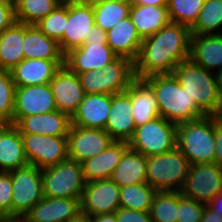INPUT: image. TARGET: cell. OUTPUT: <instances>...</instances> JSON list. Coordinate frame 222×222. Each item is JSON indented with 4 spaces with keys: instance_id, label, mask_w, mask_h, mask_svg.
<instances>
[{
    "instance_id": "cell-24",
    "label": "cell",
    "mask_w": 222,
    "mask_h": 222,
    "mask_svg": "<svg viewBox=\"0 0 222 222\" xmlns=\"http://www.w3.org/2000/svg\"><path fill=\"white\" fill-rule=\"evenodd\" d=\"M128 148V142L114 141L105 151L81 163L85 181L110 179Z\"/></svg>"
},
{
    "instance_id": "cell-11",
    "label": "cell",
    "mask_w": 222,
    "mask_h": 222,
    "mask_svg": "<svg viewBox=\"0 0 222 222\" xmlns=\"http://www.w3.org/2000/svg\"><path fill=\"white\" fill-rule=\"evenodd\" d=\"M21 135L29 165L44 169L68 159L67 136Z\"/></svg>"
},
{
    "instance_id": "cell-12",
    "label": "cell",
    "mask_w": 222,
    "mask_h": 222,
    "mask_svg": "<svg viewBox=\"0 0 222 222\" xmlns=\"http://www.w3.org/2000/svg\"><path fill=\"white\" fill-rule=\"evenodd\" d=\"M112 142L105 130L71 125L67 136L68 159L83 163L105 151Z\"/></svg>"
},
{
    "instance_id": "cell-33",
    "label": "cell",
    "mask_w": 222,
    "mask_h": 222,
    "mask_svg": "<svg viewBox=\"0 0 222 222\" xmlns=\"http://www.w3.org/2000/svg\"><path fill=\"white\" fill-rule=\"evenodd\" d=\"M156 190L147 182L120 187V207L150 211Z\"/></svg>"
},
{
    "instance_id": "cell-46",
    "label": "cell",
    "mask_w": 222,
    "mask_h": 222,
    "mask_svg": "<svg viewBox=\"0 0 222 222\" xmlns=\"http://www.w3.org/2000/svg\"><path fill=\"white\" fill-rule=\"evenodd\" d=\"M201 222H222V216L218 215L208 205H206L202 214Z\"/></svg>"
},
{
    "instance_id": "cell-21",
    "label": "cell",
    "mask_w": 222,
    "mask_h": 222,
    "mask_svg": "<svg viewBox=\"0 0 222 222\" xmlns=\"http://www.w3.org/2000/svg\"><path fill=\"white\" fill-rule=\"evenodd\" d=\"M135 128L129 95L125 91L111 95V108L105 131L114 141L129 142Z\"/></svg>"
},
{
    "instance_id": "cell-28",
    "label": "cell",
    "mask_w": 222,
    "mask_h": 222,
    "mask_svg": "<svg viewBox=\"0 0 222 222\" xmlns=\"http://www.w3.org/2000/svg\"><path fill=\"white\" fill-rule=\"evenodd\" d=\"M24 59L65 60L59 42L47 37L36 25L23 23Z\"/></svg>"
},
{
    "instance_id": "cell-47",
    "label": "cell",
    "mask_w": 222,
    "mask_h": 222,
    "mask_svg": "<svg viewBox=\"0 0 222 222\" xmlns=\"http://www.w3.org/2000/svg\"><path fill=\"white\" fill-rule=\"evenodd\" d=\"M208 206L218 215L222 216V191L208 203Z\"/></svg>"
},
{
    "instance_id": "cell-51",
    "label": "cell",
    "mask_w": 222,
    "mask_h": 222,
    "mask_svg": "<svg viewBox=\"0 0 222 222\" xmlns=\"http://www.w3.org/2000/svg\"><path fill=\"white\" fill-rule=\"evenodd\" d=\"M68 222H92L91 216L80 212L76 217L71 218Z\"/></svg>"
},
{
    "instance_id": "cell-45",
    "label": "cell",
    "mask_w": 222,
    "mask_h": 222,
    "mask_svg": "<svg viewBox=\"0 0 222 222\" xmlns=\"http://www.w3.org/2000/svg\"><path fill=\"white\" fill-rule=\"evenodd\" d=\"M91 43H107L106 32L97 25L90 30V34H87L84 42V44Z\"/></svg>"
},
{
    "instance_id": "cell-49",
    "label": "cell",
    "mask_w": 222,
    "mask_h": 222,
    "mask_svg": "<svg viewBox=\"0 0 222 222\" xmlns=\"http://www.w3.org/2000/svg\"><path fill=\"white\" fill-rule=\"evenodd\" d=\"M131 4L136 5H153V6H167L168 0H130Z\"/></svg>"
},
{
    "instance_id": "cell-27",
    "label": "cell",
    "mask_w": 222,
    "mask_h": 222,
    "mask_svg": "<svg viewBox=\"0 0 222 222\" xmlns=\"http://www.w3.org/2000/svg\"><path fill=\"white\" fill-rule=\"evenodd\" d=\"M106 39L117 56L127 57L133 62L138 57L143 41L130 17L118 21L107 31Z\"/></svg>"
},
{
    "instance_id": "cell-2",
    "label": "cell",
    "mask_w": 222,
    "mask_h": 222,
    "mask_svg": "<svg viewBox=\"0 0 222 222\" xmlns=\"http://www.w3.org/2000/svg\"><path fill=\"white\" fill-rule=\"evenodd\" d=\"M154 91L159 116L180 124L203 117L174 74L152 75L143 79Z\"/></svg>"
},
{
    "instance_id": "cell-8",
    "label": "cell",
    "mask_w": 222,
    "mask_h": 222,
    "mask_svg": "<svg viewBox=\"0 0 222 222\" xmlns=\"http://www.w3.org/2000/svg\"><path fill=\"white\" fill-rule=\"evenodd\" d=\"M12 181V220L20 221L43 198L41 169L27 165L9 171Z\"/></svg>"
},
{
    "instance_id": "cell-40",
    "label": "cell",
    "mask_w": 222,
    "mask_h": 222,
    "mask_svg": "<svg viewBox=\"0 0 222 222\" xmlns=\"http://www.w3.org/2000/svg\"><path fill=\"white\" fill-rule=\"evenodd\" d=\"M205 204L186 198L179 192L177 222H201Z\"/></svg>"
},
{
    "instance_id": "cell-34",
    "label": "cell",
    "mask_w": 222,
    "mask_h": 222,
    "mask_svg": "<svg viewBox=\"0 0 222 222\" xmlns=\"http://www.w3.org/2000/svg\"><path fill=\"white\" fill-rule=\"evenodd\" d=\"M222 27V0H206L198 19L190 28L191 35L219 34Z\"/></svg>"
},
{
    "instance_id": "cell-26",
    "label": "cell",
    "mask_w": 222,
    "mask_h": 222,
    "mask_svg": "<svg viewBox=\"0 0 222 222\" xmlns=\"http://www.w3.org/2000/svg\"><path fill=\"white\" fill-rule=\"evenodd\" d=\"M222 32L210 35H191L189 59L206 70L222 68ZM216 68V69H215Z\"/></svg>"
},
{
    "instance_id": "cell-3",
    "label": "cell",
    "mask_w": 222,
    "mask_h": 222,
    "mask_svg": "<svg viewBox=\"0 0 222 222\" xmlns=\"http://www.w3.org/2000/svg\"><path fill=\"white\" fill-rule=\"evenodd\" d=\"M214 72L196 65L190 59L180 63L173 74L185 88L197 110L203 116H218L222 113V99L215 83Z\"/></svg>"
},
{
    "instance_id": "cell-36",
    "label": "cell",
    "mask_w": 222,
    "mask_h": 222,
    "mask_svg": "<svg viewBox=\"0 0 222 222\" xmlns=\"http://www.w3.org/2000/svg\"><path fill=\"white\" fill-rule=\"evenodd\" d=\"M179 192L157 191L150 208L152 222H177Z\"/></svg>"
},
{
    "instance_id": "cell-52",
    "label": "cell",
    "mask_w": 222,
    "mask_h": 222,
    "mask_svg": "<svg viewBox=\"0 0 222 222\" xmlns=\"http://www.w3.org/2000/svg\"><path fill=\"white\" fill-rule=\"evenodd\" d=\"M79 1H81L84 4L89 5L91 7H95L97 5H100V4H103L106 2H110V1H114V0H79Z\"/></svg>"
},
{
    "instance_id": "cell-20",
    "label": "cell",
    "mask_w": 222,
    "mask_h": 222,
    "mask_svg": "<svg viewBox=\"0 0 222 222\" xmlns=\"http://www.w3.org/2000/svg\"><path fill=\"white\" fill-rule=\"evenodd\" d=\"M65 60L23 59L11 71L15 87L49 84Z\"/></svg>"
},
{
    "instance_id": "cell-39",
    "label": "cell",
    "mask_w": 222,
    "mask_h": 222,
    "mask_svg": "<svg viewBox=\"0 0 222 222\" xmlns=\"http://www.w3.org/2000/svg\"><path fill=\"white\" fill-rule=\"evenodd\" d=\"M15 91L10 71L0 69V124L13 123Z\"/></svg>"
},
{
    "instance_id": "cell-17",
    "label": "cell",
    "mask_w": 222,
    "mask_h": 222,
    "mask_svg": "<svg viewBox=\"0 0 222 222\" xmlns=\"http://www.w3.org/2000/svg\"><path fill=\"white\" fill-rule=\"evenodd\" d=\"M117 55L107 43L83 44L65 54V65L75 74L102 70Z\"/></svg>"
},
{
    "instance_id": "cell-50",
    "label": "cell",
    "mask_w": 222,
    "mask_h": 222,
    "mask_svg": "<svg viewBox=\"0 0 222 222\" xmlns=\"http://www.w3.org/2000/svg\"><path fill=\"white\" fill-rule=\"evenodd\" d=\"M215 72H216L214 73L215 83L217 86L218 93L222 99V68Z\"/></svg>"
},
{
    "instance_id": "cell-1",
    "label": "cell",
    "mask_w": 222,
    "mask_h": 222,
    "mask_svg": "<svg viewBox=\"0 0 222 222\" xmlns=\"http://www.w3.org/2000/svg\"><path fill=\"white\" fill-rule=\"evenodd\" d=\"M190 28L169 22L155 34L142 41L134 63L137 79L159 74H173L175 68L190 56Z\"/></svg>"
},
{
    "instance_id": "cell-23",
    "label": "cell",
    "mask_w": 222,
    "mask_h": 222,
    "mask_svg": "<svg viewBox=\"0 0 222 222\" xmlns=\"http://www.w3.org/2000/svg\"><path fill=\"white\" fill-rule=\"evenodd\" d=\"M29 165L18 128L12 123L0 124V171L9 172Z\"/></svg>"
},
{
    "instance_id": "cell-15",
    "label": "cell",
    "mask_w": 222,
    "mask_h": 222,
    "mask_svg": "<svg viewBox=\"0 0 222 222\" xmlns=\"http://www.w3.org/2000/svg\"><path fill=\"white\" fill-rule=\"evenodd\" d=\"M49 85L57 110L72 117L85 97L79 76L64 64Z\"/></svg>"
},
{
    "instance_id": "cell-16",
    "label": "cell",
    "mask_w": 222,
    "mask_h": 222,
    "mask_svg": "<svg viewBox=\"0 0 222 222\" xmlns=\"http://www.w3.org/2000/svg\"><path fill=\"white\" fill-rule=\"evenodd\" d=\"M57 110L49 84L16 87L13 118Z\"/></svg>"
},
{
    "instance_id": "cell-13",
    "label": "cell",
    "mask_w": 222,
    "mask_h": 222,
    "mask_svg": "<svg viewBox=\"0 0 222 222\" xmlns=\"http://www.w3.org/2000/svg\"><path fill=\"white\" fill-rule=\"evenodd\" d=\"M95 26L93 7L79 0H67V22L59 41L64 54L84 44L87 34Z\"/></svg>"
},
{
    "instance_id": "cell-7",
    "label": "cell",
    "mask_w": 222,
    "mask_h": 222,
    "mask_svg": "<svg viewBox=\"0 0 222 222\" xmlns=\"http://www.w3.org/2000/svg\"><path fill=\"white\" fill-rule=\"evenodd\" d=\"M44 197L81 200L86 185L82 164L67 159L41 169Z\"/></svg>"
},
{
    "instance_id": "cell-53",
    "label": "cell",
    "mask_w": 222,
    "mask_h": 222,
    "mask_svg": "<svg viewBox=\"0 0 222 222\" xmlns=\"http://www.w3.org/2000/svg\"><path fill=\"white\" fill-rule=\"evenodd\" d=\"M0 222H15L13 220H0Z\"/></svg>"
},
{
    "instance_id": "cell-9",
    "label": "cell",
    "mask_w": 222,
    "mask_h": 222,
    "mask_svg": "<svg viewBox=\"0 0 222 222\" xmlns=\"http://www.w3.org/2000/svg\"><path fill=\"white\" fill-rule=\"evenodd\" d=\"M176 139L177 124L159 116L135 128L128 145L132 150L147 157L173 150L176 148Z\"/></svg>"
},
{
    "instance_id": "cell-32",
    "label": "cell",
    "mask_w": 222,
    "mask_h": 222,
    "mask_svg": "<svg viewBox=\"0 0 222 222\" xmlns=\"http://www.w3.org/2000/svg\"><path fill=\"white\" fill-rule=\"evenodd\" d=\"M63 0H14L16 22L35 25Z\"/></svg>"
},
{
    "instance_id": "cell-10",
    "label": "cell",
    "mask_w": 222,
    "mask_h": 222,
    "mask_svg": "<svg viewBox=\"0 0 222 222\" xmlns=\"http://www.w3.org/2000/svg\"><path fill=\"white\" fill-rule=\"evenodd\" d=\"M222 191V168L216 163L192 164L180 193L208 205Z\"/></svg>"
},
{
    "instance_id": "cell-25",
    "label": "cell",
    "mask_w": 222,
    "mask_h": 222,
    "mask_svg": "<svg viewBox=\"0 0 222 222\" xmlns=\"http://www.w3.org/2000/svg\"><path fill=\"white\" fill-rule=\"evenodd\" d=\"M125 92L131 99L136 128L159 117L154 91L143 79L135 78Z\"/></svg>"
},
{
    "instance_id": "cell-19",
    "label": "cell",
    "mask_w": 222,
    "mask_h": 222,
    "mask_svg": "<svg viewBox=\"0 0 222 222\" xmlns=\"http://www.w3.org/2000/svg\"><path fill=\"white\" fill-rule=\"evenodd\" d=\"M21 134H39L45 136H68L71 117L58 110L13 118V123Z\"/></svg>"
},
{
    "instance_id": "cell-6",
    "label": "cell",
    "mask_w": 222,
    "mask_h": 222,
    "mask_svg": "<svg viewBox=\"0 0 222 222\" xmlns=\"http://www.w3.org/2000/svg\"><path fill=\"white\" fill-rule=\"evenodd\" d=\"M189 167V161L177 147L160 155L147 156V183L156 191L180 192Z\"/></svg>"
},
{
    "instance_id": "cell-30",
    "label": "cell",
    "mask_w": 222,
    "mask_h": 222,
    "mask_svg": "<svg viewBox=\"0 0 222 222\" xmlns=\"http://www.w3.org/2000/svg\"><path fill=\"white\" fill-rule=\"evenodd\" d=\"M146 164L147 157L129 147L110 179L119 187L147 182Z\"/></svg>"
},
{
    "instance_id": "cell-18",
    "label": "cell",
    "mask_w": 222,
    "mask_h": 222,
    "mask_svg": "<svg viewBox=\"0 0 222 222\" xmlns=\"http://www.w3.org/2000/svg\"><path fill=\"white\" fill-rule=\"evenodd\" d=\"M80 212L78 199L44 197L20 222H68Z\"/></svg>"
},
{
    "instance_id": "cell-14",
    "label": "cell",
    "mask_w": 222,
    "mask_h": 222,
    "mask_svg": "<svg viewBox=\"0 0 222 222\" xmlns=\"http://www.w3.org/2000/svg\"><path fill=\"white\" fill-rule=\"evenodd\" d=\"M80 205L81 212L91 217L116 212L120 207V187L111 179L86 182Z\"/></svg>"
},
{
    "instance_id": "cell-35",
    "label": "cell",
    "mask_w": 222,
    "mask_h": 222,
    "mask_svg": "<svg viewBox=\"0 0 222 222\" xmlns=\"http://www.w3.org/2000/svg\"><path fill=\"white\" fill-rule=\"evenodd\" d=\"M130 7V0H114L93 7L95 25L109 31L118 21L129 17Z\"/></svg>"
},
{
    "instance_id": "cell-37",
    "label": "cell",
    "mask_w": 222,
    "mask_h": 222,
    "mask_svg": "<svg viewBox=\"0 0 222 222\" xmlns=\"http://www.w3.org/2000/svg\"><path fill=\"white\" fill-rule=\"evenodd\" d=\"M206 0H168L167 9L171 22L191 28L198 19Z\"/></svg>"
},
{
    "instance_id": "cell-31",
    "label": "cell",
    "mask_w": 222,
    "mask_h": 222,
    "mask_svg": "<svg viewBox=\"0 0 222 222\" xmlns=\"http://www.w3.org/2000/svg\"><path fill=\"white\" fill-rule=\"evenodd\" d=\"M23 23L15 22L0 33V69L11 71L23 59Z\"/></svg>"
},
{
    "instance_id": "cell-48",
    "label": "cell",
    "mask_w": 222,
    "mask_h": 222,
    "mask_svg": "<svg viewBox=\"0 0 222 222\" xmlns=\"http://www.w3.org/2000/svg\"><path fill=\"white\" fill-rule=\"evenodd\" d=\"M92 222H118L115 212L91 217Z\"/></svg>"
},
{
    "instance_id": "cell-29",
    "label": "cell",
    "mask_w": 222,
    "mask_h": 222,
    "mask_svg": "<svg viewBox=\"0 0 222 222\" xmlns=\"http://www.w3.org/2000/svg\"><path fill=\"white\" fill-rule=\"evenodd\" d=\"M129 17L142 39L155 34L170 22L167 6L131 4Z\"/></svg>"
},
{
    "instance_id": "cell-5",
    "label": "cell",
    "mask_w": 222,
    "mask_h": 222,
    "mask_svg": "<svg viewBox=\"0 0 222 222\" xmlns=\"http://www.w3.org/2000/svg\"><path fill=\"white\" fill-rule=\"evenodd\" d=\"M85 94H117L124 92L135 79L134 63L117 56L102 70H89L78 75Z\"/></svg>"
},
{
    "instance_id": "cell-44",
    "label": "cell",
    "mask_w": 222,
    "mask_h": 222,
    "mask_svg": "<svg viewBox=\"0 0 222 222\" xmlns=\"http://www.w3.org/2000/svg\"><path fill=\"white\" fill-rule=\"evenodd\" d=\"M215 163L222 168V119L214 116Z\"/></svg>"
},
{
    "instance_id": "cell-43",
    "label": "cell",
    "mask_w": 222,
    "mask_h": 222,
    "mask_svg": "<svg viewBox=\"0 0 222 222\" xmlns=\"http://www.w3.org/2000/svg\"><path fill=\"white\" fill-rule=\"evenodd\" d=\"M118 222H152L149 211L119 207L115 212Z\"/></svg>"
},
{
    "instance_id": "cell-4",
    "label": "cell",
    "mask_w": 222,
    "mask_h": 222,
    "mask_svg": "<svg viewBox=\"0 0 222 222\" xmlns=\"http://www.w3.org/2000/svg\"><path fill=\"white\" fill-rule=\"evenodd\" d=\"M176 147L190 165L215 163L214 116L177 124Z\"/></svg>"
},
{
    "instance_id": "cell-22",
    "label": "cell",
    "mask_w": 222,
    "mask_h": 222,
    "mask_svg": "<svg viewBox=\"0 0 222 222\" xmlns=\"http://www.w3.org/2000/svg\"><path fill=\"white\" fill-rule=\"evenodd\" d=\"M110 108L111 94H85L71 125L105 130Z\"/></svg>"
},
{
    "instance_id": "cell-41",
    "label": "cell",
    "mask_w": 222,
    "mask_h": 222,
    "mask_svg": "<svg viewBox=\"0 0 222 222\" xmlns=\"http://www.w3.org/2000/svg\"><path fill=\"white\" fill-rule=\"evenodd\" d=\"M12 193L9 172L0 171V220H12Z\"/></svg>"
},
{
    "instance_id": "cell-42",
    "label": "cell",
    "mask_w": 222,
    "mask_h": 222,
    "mask_svg": "<svg viewBox=\"0 0 222 222\" xmlns=\"http://www.w3.org/2000/svg\"><path fill=\"white\" fill-rule=\"evenodd\" d=\"M15 22L14 0H0V33Z\"/></svg>"
},
{
    "instance_id": "cell-38",
    "label": "cell",
    "mask_w": 222,
    "mask_h": 222,
    "mask_svg": "<svg viewBox=\"0 0 222 222\" xmlns=\"http://www.w3.org/2000/svg\"><path fill=\"white\" fill-rule=\"evenodd\" d=\"M67 22V0H63L51 13L35 25L47 37L60 41Z\"/></svg>"
}]
</instances>
